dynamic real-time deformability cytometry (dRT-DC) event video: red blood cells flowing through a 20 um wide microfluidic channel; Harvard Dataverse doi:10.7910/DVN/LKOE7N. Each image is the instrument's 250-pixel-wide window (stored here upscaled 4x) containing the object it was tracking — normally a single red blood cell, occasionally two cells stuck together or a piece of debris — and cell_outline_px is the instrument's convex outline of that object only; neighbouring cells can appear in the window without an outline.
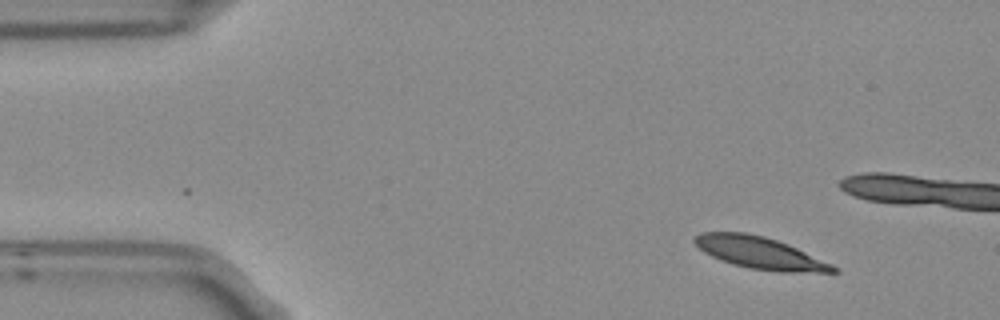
{"species": "Egyptian fruit bat (a non-hibernating species)", "species_latin": "Rousettus aegyptiacus", "temperature_condition": "room temperature", "stored_images_in_passage": 6, "camera_frame_rate_fps": 3000, "um_per_image_px": 0.085, "frame": {"image": 1, "passage_image": 1, "time_ms": 0.0, "image_size_px": [1000, 320], "cell_outline_px": [[840, 272], [776, 272], [748, 268], [732, 264], [720, 260], [704, 252], [692, 240], [700, 232], [744, 232], [764, 236], [788, 244], [832, 264], [840, 268]], "centroid_in_image_um": [64.6, 21.5], "position_along_channel_um": 20.4, "area_um2": 25.84}}